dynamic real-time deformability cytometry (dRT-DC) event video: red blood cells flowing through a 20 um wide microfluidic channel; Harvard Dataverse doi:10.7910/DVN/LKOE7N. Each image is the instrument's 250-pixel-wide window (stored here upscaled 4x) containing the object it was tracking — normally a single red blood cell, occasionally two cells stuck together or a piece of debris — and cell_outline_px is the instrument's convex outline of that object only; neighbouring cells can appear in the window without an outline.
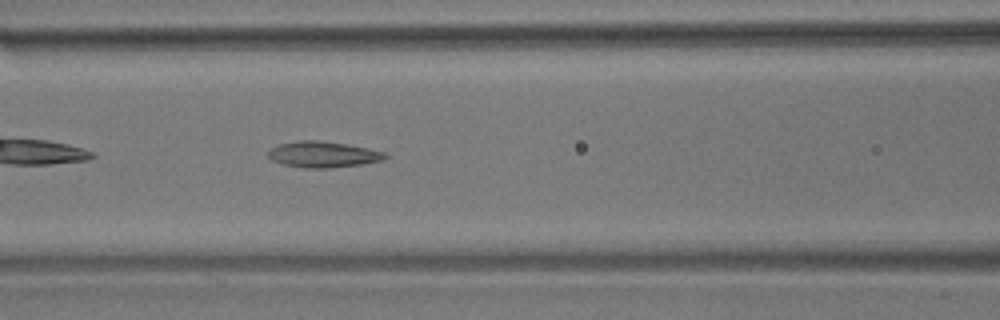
{"species": "common noctule bat (a hibernating species)", "species_latin": "Nyctalus noctula", "temperature_condition": "room temperature", "stored_images_in_passage": 41, "camera_frame_rate_fps": 3000, "um_per_image_px": 0.085, "animal": {"sex": "male", "body_mass_g": 17.9}, "frame": {"image": 1, "passage_image": 8, "time_ms": 2.333, "image_size_px": [1000, 320], "cell_outline_px": [[388, 156], [384, 160], [360, 164], [328, 168], [304, 168], [284, 164], [272, 160], [268, 156], [268, 152], [272, 148], [280, 144], [300, 140], [320, 140], [368, 148], [388, 152]], "centroid_in_image_um": [27.5, 13.12], "position_along_channel_um": 139.1, "area_um2": 17.63}}
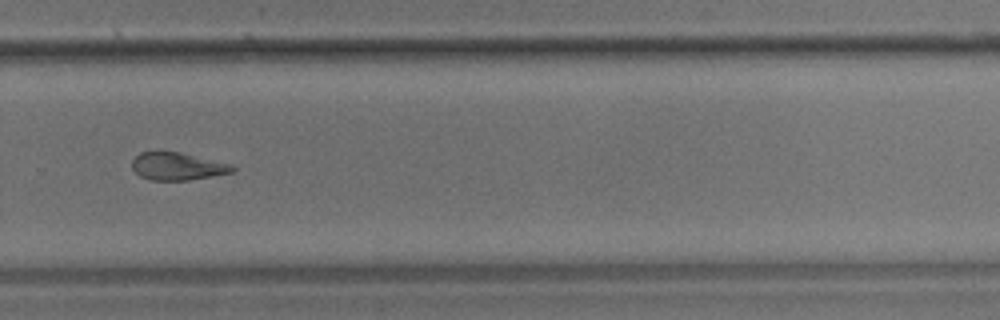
{"frame": {"image": 2, "passage_image": 23, "time_ms": 7.333, "image_size_px": [1000, 320], "cell_outline_px": [[236, 168], [232, 172], [212, 176], [188, 180], [152, 180], [140, 176], [132, 168], [132, 160], [140, 152], [180, 152], [232, 164]], "centroid_in_image_um": [15.09, 14.14], "position_along_channel_um": 314.7, "area_um2": 16.01}}
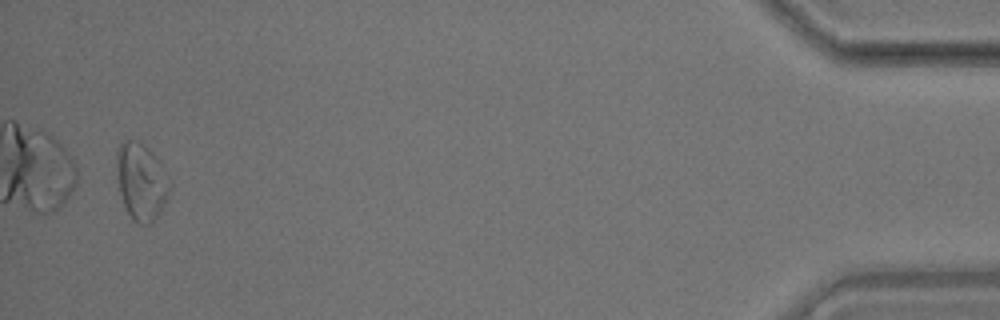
{"frame": {"image": 3, "passage_image": 39, "time_ms": 12.667, "image_size_px": [1000, 320], "cell_outline_px": [[172, 184], [168, 196], [156, 216], [148, 224], [140, 224], [132, 220], [124, 204], [120, 192], [116, 164], [116, 148], [120, 144], [128, 140], [136, 140], [148, 148], [156, 156]], "centroid_in_image_um": [12.0, 15.4], "position_along_channel_um": 423.2, "area_um2": 23.52}, "authors_computed_cell_mechanics": {"area_um2": 17.629, "velocity_mm_per_s": 3.5329, "shape_relaxation_time_tau1_ms": null, "shape_relaxation_time_tau2_ms": 6.4266, "deformation_change_tau1": null, "deformation_change_tau2": 0.1297}}